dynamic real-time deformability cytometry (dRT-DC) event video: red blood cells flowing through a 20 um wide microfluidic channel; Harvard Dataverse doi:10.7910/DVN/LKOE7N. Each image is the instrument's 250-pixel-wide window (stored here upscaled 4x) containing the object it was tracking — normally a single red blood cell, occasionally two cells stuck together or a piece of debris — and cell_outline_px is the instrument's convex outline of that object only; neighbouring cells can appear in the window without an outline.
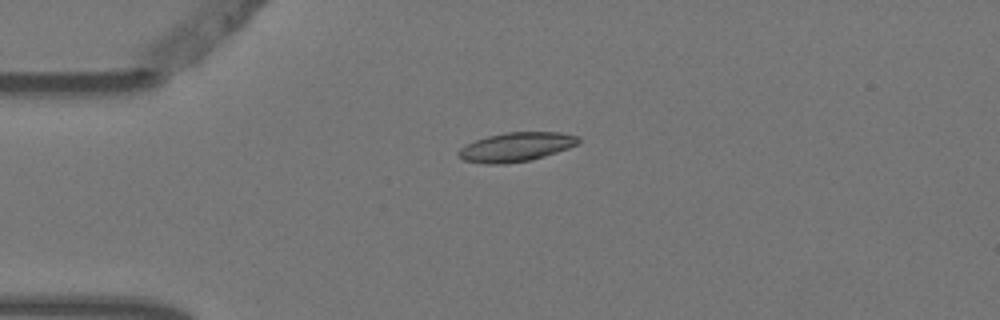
{"species": "Egyptian fruit bat (a non-hibernating species)", "species_latin": "Rousettus aegyptiacus", "temperature_condition": "warm", "stored_images_in_passage": 4, "camera_frame_rate_fps": 3000, "um_per_image_px": 0.085, "animal": {"sex": "female"}, "frame": {"image": 1, "passage_image": 1, "time_ms": 0.0, "image_size_px": [1000, 320], "cell_outline_px": [[580, 140], [576, 144], [568, 148], [544, 156], [528, 160], [504, 164], [484, 164], [464, 160], [456, 152], [460, 148], [476, 140], [488, 136], [504, 132], [560, 132], [580, 136]], "centroid_in_image_um": [43.87, 12.48], "position_along_channel_um": 41.1, "area_um2": 20.17}}
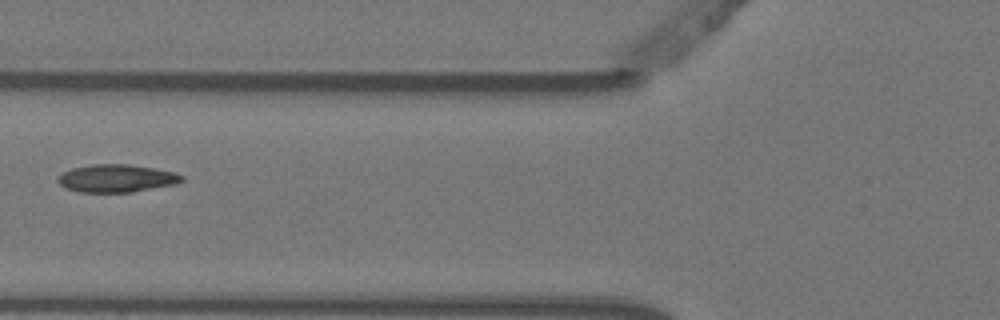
{"frame": {"image": 2, "passage_image": 3, "time_ms": 0.667, "image_size_px": [1000, 320], "cell_outline_px": [[184, 180], [176, 184], [132, 192], [80, 192], [64, 188], [56, 180], [56, 176], [72, 168], [92, 164], [128, 164], [176, 172], [184, 176]], "centroid_in_image_um": [9.89, 15.16], "position_along_channel_um": 115.9, "area_um2": 20.17}}
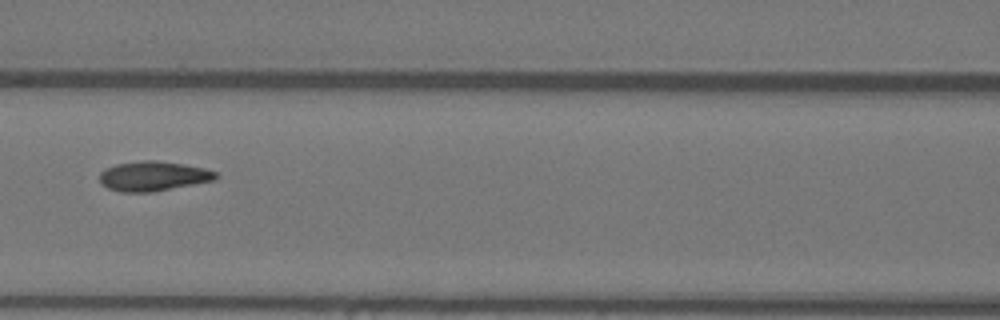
{"frame": {"image": 3, "passage_image": 4, "time_ms": 1.0, "image_size_px": [1000, 320], "cell_outline_px": [[220, 176], [216, 180], [152, 192], [120, 192], [108, 188], [100, 184], [100, 172], [104, 168], [116, 164], [144, 160], [156, 160], [184, 164], [204, 168], [216, 172]], "centroid_in_image_um": [13.02, 14.97], "position_along_channel_um": 153.6, "area_um2": 20.29}}